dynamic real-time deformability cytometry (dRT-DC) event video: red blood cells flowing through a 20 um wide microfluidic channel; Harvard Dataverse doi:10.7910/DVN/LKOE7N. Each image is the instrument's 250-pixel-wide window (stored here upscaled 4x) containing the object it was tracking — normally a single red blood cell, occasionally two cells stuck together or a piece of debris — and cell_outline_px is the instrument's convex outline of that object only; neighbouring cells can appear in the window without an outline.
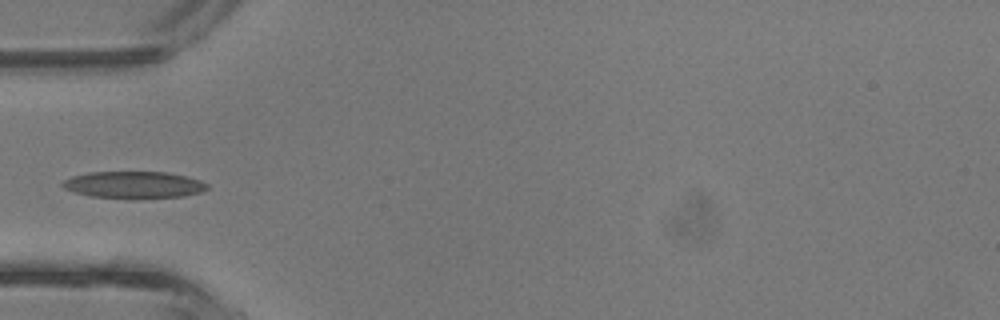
{"species": "common noctule bat (a hibernating species)", "species_latin": "Nyctalus noctula", "temperature_condition": "room temperature", "stored_images_in_passage": 23, "camera_frame_rate_fps": 3000, "um_per_image_px": 0.085, "animal": {"sex": "male", "body_mass_g": 13.3}, "frame": {"image": 1, "passage_image": 1, "time_ms": 0.0, "image_size_px": [1000, 320], "cell_outline_px": [[208, 188], [200, 192], [184, 196], [136, 200], [132, 200], [88, 196], [72, 192], [64, 188], [60, 184], [64, 180], [72, 176], [88, 172], [168, 172], [188, 176], [200, 180], [208, 184]], "centroid_in_image_um": [11.36, 15.73], "position_along_channel_um": 73.6, "area_um2": 23.41}}
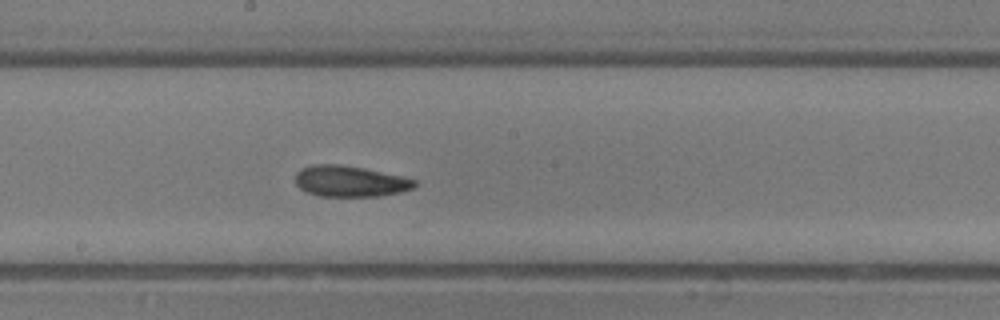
{"frame": {"image": 2, "passage_image": 10, "time_ms": 3.0, "image_size_px": [1000, 320], "cell_outline_px": [[416, 184], [412, 188], [400, 192], [380, 196], [320, 196], [308, 192], [300, 188], [296, 184], [296, 172], [300, 168], [316, 164], [340, 164], [364, 168], [400, 176], [416, 180]], "centroid_in_image_um": [29.72, 15.4], "position_along_channel_um": 218.5, "area_um2": 21.39}}
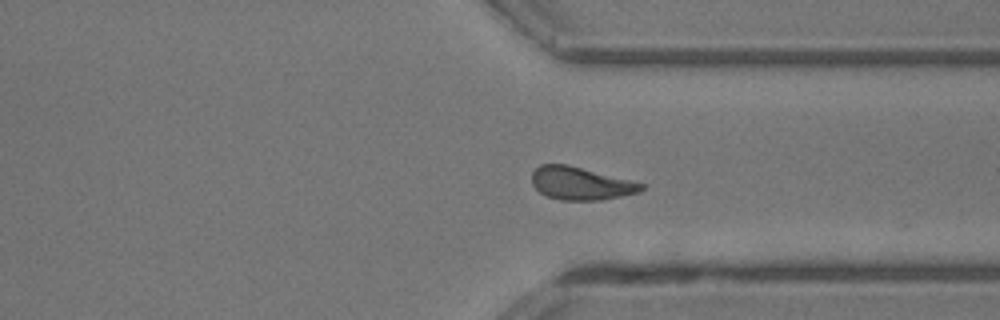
{"frame": {"image": 3, "passage_image": 19, "time_ms": 6.0, "image_size_px": [1000, 320], "cell_outline_px": [[644, 188], [640, 192], [600, 200], [560, 200], [548, 196], [540, 192], [532, 184], [532, 172], [540, 164], [568, 164], [644, 184]], "centroid_in_image_um": [49.33, 15.59], "position_along_channel_um": 362.1, "area_um2": 20.75}}